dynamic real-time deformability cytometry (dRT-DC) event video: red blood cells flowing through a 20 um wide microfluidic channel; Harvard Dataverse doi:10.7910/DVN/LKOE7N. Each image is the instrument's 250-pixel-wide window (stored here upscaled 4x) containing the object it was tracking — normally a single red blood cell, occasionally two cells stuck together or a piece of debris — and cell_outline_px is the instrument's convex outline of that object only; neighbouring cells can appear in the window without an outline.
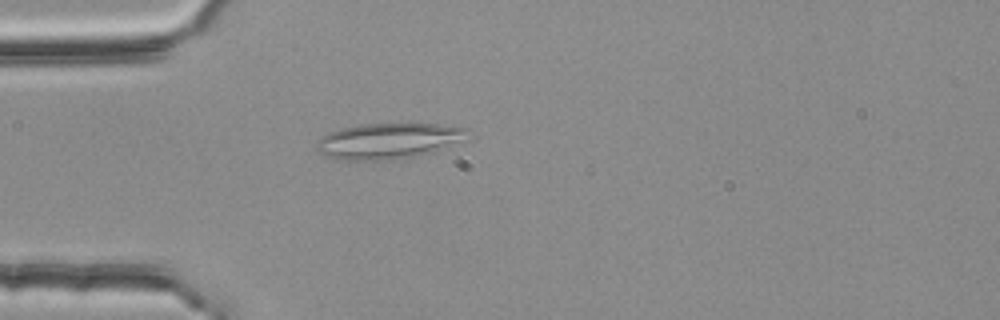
{"species": "common noctule bat (a hibernating species)", "species_latin": "Nyctalus noctula", "temperature_condition": "room temperature", "stored_images_in_passage": 1, "camera_frame_rate_fps": 3000, "um_per_image_px": 0.085, "animal": {"sex": "female", "body_mass_g": 25.1}, "frame": {"image": 1, "passage_image": 1, "time_ms": 0.0, "image_size_px": [1000, 320], "cell_outline_px": [[468, 128], [456, 140], [432, 152], [412, 156], [380, 160], [340, 160], [324, 156], [316, 148], [316, 140], [320, 136], [328, 132], [340, 128], [360, 124], [436, 124]], "centroid_in_image_um": [32.79, 11.97], "position_along_channel_um": 52.2, "area_um2": 30.58}}